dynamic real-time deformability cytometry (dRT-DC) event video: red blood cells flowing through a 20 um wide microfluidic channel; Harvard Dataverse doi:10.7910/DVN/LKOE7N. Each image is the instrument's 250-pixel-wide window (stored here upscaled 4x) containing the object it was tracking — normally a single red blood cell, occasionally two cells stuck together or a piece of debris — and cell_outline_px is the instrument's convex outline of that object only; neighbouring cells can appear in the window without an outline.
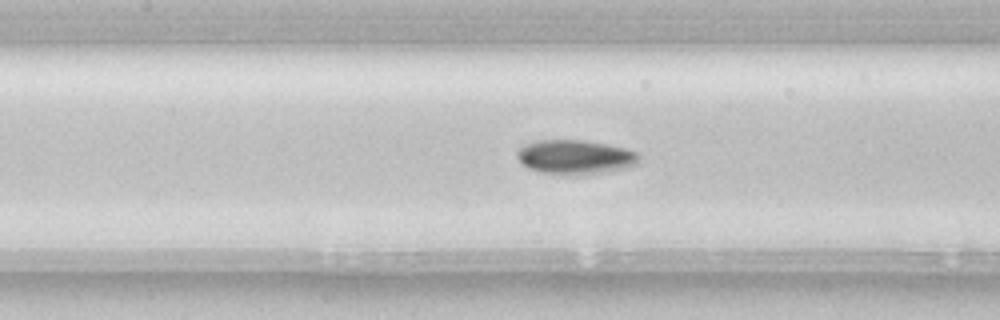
{"species": "common noctule bat (a hibernating species)", "species_latin": "Nyctalus noctula", "temperature_condition": "room temperature", "stored_images_in_passage": 38, "camera_frame_rate_fps": 3000, "um_per_image_px": 0.085, "animal": {"sex": "female", "body_mass_g": 22.7, "forearm_length_mm": 54.2}, "frame": {"image": 1, "passage_image": 8, "time_ms": 2.333, "image_size_px": [1000, 320], "cell_outline_px": [[640, 156], [636, 164], [624, 168], [600, 172], [540, 172], [528, 168], [516, 156], [516, 152], [524, 144], [536, 140], [584, 140], [624, 148], [636, 152]], "centroid_in_image_um": [48.85, 13.3], "position_along_channel_um": 158.5, "area_um2": 23.35}}
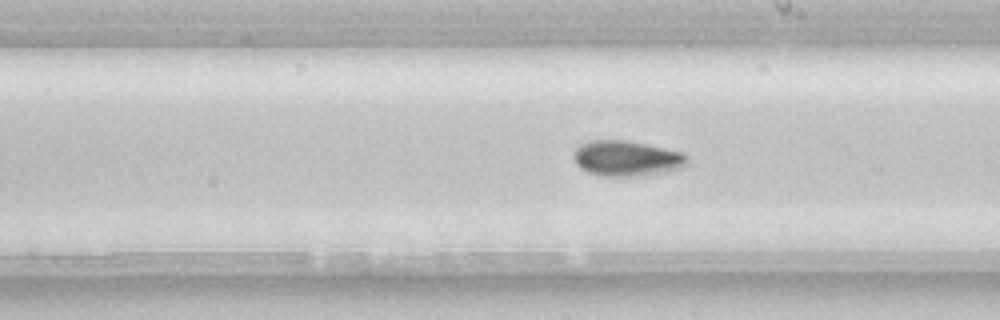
{"frame": {"image": 2, "passage_image": 14, "time_ms": 4.333, "image_size_px": [1000, 320], "cell_outline_px": [[688, 164], [684, 168], [644, 176], [600, 176], [588, 172], [580, 168], [576, 164], [572, 156], [572, 152], [580, 144], [592, 140], [628, 140], [684, 152], [688, 156]], "centroid_in_image_um": [53.29, 13.46], "position_along_channel_um": 235.7, "area_um2": 23.99}}
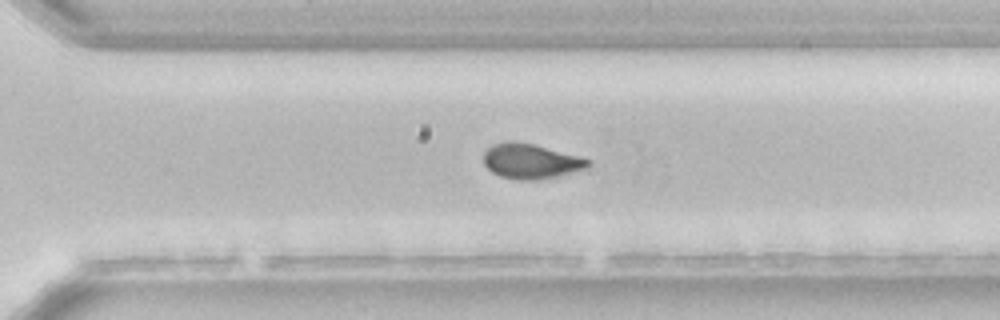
{"frame": {"image": 3, "passage_image": 21, "time_ms": 6.667, "image_size_px": [1000, 320], "cell_outline_px": [[592, 164], [588, 168], [556, 176], [536, 180], [516, 180], [500, 176], [492, 172], [484, 164], [484, 152], [492, 144], [532, 144], [580, 156], [592, 160]], "centroid_in_image_um": [45.17, 13.75], "position_along_channel_um": 325.4, "area_um2": 20.75}, "authors_computed_cell_mechanics": {"area_um2": 21.7906, "velocity_mm_per_s": 3.8674, "shape_relaxation_time_tau1_ms": 4.1393, "shape_relaxation_time_tau2_ms": null, "deformation_change_tau1": 0.0962, "deformation_change_tau2": null}}